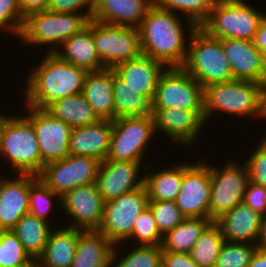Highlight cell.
Returning a JSON list of instances; mask_svg holds the SVG:
<instances>
[{"instance_id":"6da1fadb","label":"cell","mask_w":266,"mask_h":267,"mask_svg":"<svg viewBox=\"0 0 266 267\" xmlns=\"http://www.w3.org/2000/svg\"><path fill=\"white\" fill-rule=\"evenodd\" d=\"M87 71L47 52L27 77L24 98L27 106L46 109L54 101L82 93Z\"/></svg>"},{"instance_id":"7a4b0ae2","label":"cell","mask_w":266,"mask_h":267,"mask_svg":"<svg viewBox=\"0 0 266 267\" xmlns=\"http://www.w3.org/2000/svg\"><path fill=\"white\" fill-rule=\"evenodd\" d=\"M177 13L153 4L139 26L142 54L167 68L182 67L188 52L185 31Z\"/></svg>"},{"instance_id":"3957f363","label":"cell","mask_w":266,"mask_h":267,"mask_svg":"<svg viewBox=\"0 0 266 267\" xmlns=\"http://www.w3.org/2000/svg\"><path fill=\"white\" fill-rule=\"evenodd\" d=\"M188 38V52L182 68L204 89L234 80L221 39L211 37L200 27Z\"/></svg>"},{"instance_id":"277c9868","label":"cell","mask_w":266,"mask_h":267,"mask_svg":"<svg viewBox=\"0 0 266 267\" xmlns=\"http://www.w3.org/2000/svg\"><path fill=\"white\" fill-rule=\"evenodd\" d=\"M263 87L259 82L232 80L204 89L205 123L214 112L262 118Z\"/></svg>"},{"instance_id":"5b68a950","label":"cell","mask_w":266,"mask_h":267,"mask_svg":"<svg viewBox=\"0 0 266 267\" xmlns=\"http://www.w3.org/2000/svg\"><path fill=\"white\" fill-rule=\"evenodd\" d=\"M265 16L242 0H215L200 28L214 38L252 41Z\"/></svg>"},{"instance_id":"8992f818","label":"cell","mask_w":266,"mask_h":267,"mask_svg":"<svg viewBox=\"0 0 266 267\" xmlns=\"http://www.w3.org/2000/svg\"><path fill=\"white\" fill-rule=\"evenodd\" d=\"M90 19L82 13H56L47 10L29 13L24 18L19 36L28 44H50L47 52H55L61 44L82 31ZM53 44V46L51 45ZM59 45V46H57ZM57 46V47H56Z\"/></svg>"},{"instance_id":"52a82bcc","label":"cell","mask_w":266,"mask_h":267,"mask_svg":"<svg viewBox=\"0 0 266 267\" xmlns=\"http://www.w3.org/2000/svg\"><path fill=\"white\" fill-rule=\"evenodd\" d=\"M16 117L9 119L0 136V156L8 159L16 174L38 176L41 154L33 124L26 116Z\"/></svg>"},{"instance_id":"ba28073f","label":"cell","mask_w":266,"mask_h":267,"mask_svg":"<svg viewBox=\"0 0 266 267\" xmlns=\"http://www.w3.org/2000/svg\"><path fill=\"white\" fill-rule=\"evenodd\" d=\"M155 130L152 113L142 116H126L113 120L112 137L105 160L143 161V154Z\"/></svg>"},{"instance_id":"9c48e42d","label":"cell","mask_w":266,"mask_h":267,"mask_svg":"<svg viewBox=\"0 0 266 267\" xmlns=\"http://www.w3.org/2000/svg\"><path fill=\"white\" fill-rule=\"evenodd\" d=\"M145 185L104 203L103 219L98 231L114 245L129 240L138 216L148 208Z\"/></svg>"},{"instance_id":"30bf717a","label":"cell","mask_w":266,"mask_h":267,"mask_svg":"<svg viewBox=\"0 0 266 267\" xmlns=\"http://www.w3.org/2000/svg\"><path fill=\"white\" fill-rule=\"evenodd\" d=\"M92 36L97 54L105 68H113L118 63L142 54L138 28L92 20Z\"/></svg>"},{"instance_id":"8fae6325","label":"cell","mask_w":266,"mask_h":267,"mask_svg":"<svg viewBox=\"0 0 266 267\" xmlns=\"http://www.w3.org/2000/svg\"><path fill=\"white\" fill-rule=\"evenodd\" d=\"M151 107L204 110V88L182 67H169L159 77Z\"/></svg>"},{"instance_id":"7c38bea8","label":"cell","mask_w":266,"mask_h":267,"mask_svg":"<svg viewBox=\"0 0 266 267\" xmlns=\"http://www.w3.org/2000/svg\"><path fill=\"white\" fill-rule=\"evenodd\" d=\"M101 161L82 155H71L43 166L38 178L54 193L63 197L78 186L96 183Z\"/></svg>"},{"instance_id":"4fadbf2b","label":"cell","mask_w":266,"mask_h":267,"mask_svg":"<svg viewBox=\"0 0 266 267\" xmlns=\"http://www.w3.org/2000/svg\"><path fill=\"white\" fill-rule=\"evenodd\" d=\"M210 177L209 219L215 221L242 203L250 180L246 165L240 166L233 161H227L225 167L220 169L210 164Z\"/></svg>"},{"instance_id":"5bb4252c","label":"cell","mask_w":266,"mask_h":267,"mask_svg":"<svg viewBox=\"0 0 266 267\" xmlns=\"http://www.w3.org/2000/svg\"><path fill=\"white\" fill-rule=\"evenodd\" d=\"M211 197L210 164H183V180L175 200L186 218H209Z\"/></svg>"},{"instance_id":"9a60e30c","label":"cell","mask_w":266,"mask_h":267,"mask_svg":"<svg viewBox=\"0 0 266 267\" xmlns=\"http://www.w3.org/2000/svg\"><path fill=\"white\" fill-rule=\"evenodd\" d=\"M26 117L32 122L41 154V171L44 165L60 161L69 153L71 126L55 119L47 110L27 106Z\"/></svg>"},{"instance_id":"2e32d148","label":"cell","mask_w":266,"mask_h":267,"mask_svg":"<svg viewBox=\"0 0 266 267\" xmlns=\"http://www.w3.org/2000/svg\"><path fill=\"white\" fill-rule=\"evenodd\" d=\"M104 203L96 183H92L67 192L61 197L60 206L74 220L67 227L90 231L101 226Z\"/></svg>"},{"instance_id":"e0dca14e","label":"cell","mask_w":266,"mask_h":267,"mask_svg":"<svg viewBox=\"0 0 266 267\" xmlns=\"http://www.w3.org/2000/svg\"><path fill=\"white\" fill-rule=\"evenodd\" d=\"M142 161L101 162L96 177L98 192L104 202L118 198L120 195L137 190L144 186V176L140 175Z\"/></svg>"},{"instance_id":"ac0fdd59","label":"cell","mask_w":266,"mask_h":267,"mask_svg":"<svg viewBox=\"0 0 266 267\" xmlns=\"http://www.w3.org/2000/svg\"><path fill=\"white\" fill-rule=\"evenodd\" d=\"M151 113L155 118V130L164 132L175 142L189 146L193 141L196 142L206 124L204 110L151 107Z\"/></svg>"},{"instance_id":"d6986e66","label":"cell","mask_w":266,"mask_h":267,"mask_svg":"<svg viewBox=\"0 0 266 267\" xmlns=\"http://www.w3.org/2000/svg\"><path fill=\"white\" fill-rule=\"evenodd\" d=\"M112 69L127 86L137 90L152 103L159 77L166 70V66L141 54L137 58L116 64Z\"/></svg>"},{"instance_id":"ffe728a7","label":"cell","mask_w":266,"mask_h":267,"mask_svg":"<svg viewBox=\"0 0 266 267\" xmlns=\"http://www.w3.org/2000/svg\"><path fill=\"white\" fill-rule=\"evenodd\" d=\"M17 176L0 180V230H12L29 213L30 174Z\"/></svg>"},{"instance_id":"44dd1931","label":"cell","mask_w":266,"mask_h":267,"mask_svg":"<svg viewBox=\"0 0 266 267\" xmlns=\"http://www.w3.org/2000/svg\"><path fill=\"white\" fill-rule=\"evenodd\" d=\"M262 219L260 213L241 203L214 222L219 226L226 242L257 244Z\"/></svg>"},{"instance_id":"7402d4cb","label":"cell","mask_w":266,"mask_h":267,"mask_svg":"<svg viewBox=\"0 0 266 267\" xmlns=\"http://www.w3.org/2000/svg\"><path fill=\"white\" fill-rule=\"evenodd\" d=\"M112 127L113 121L99 120L88 126L73 128L70 134L69 153L104 161L110 148Z\"/></svg>"},{"instance_id":"603a6c76","label":"cell","mask_w":266,"mask_h":267,"mask_svg":"<svg viewBox=\"0 0 266 267\" xmlns=\"http://www.w3.org/2000/svg\"><path fill=\"white\" fill-rule=\"evenodd\" d=\"M154 0H97L92 20L139 28Z\"/></svg>"},{"instance_id":"cb8c5ba5","label":"cell","mask_w":266,"mask_h":267,"mask_svg":"<svg viewBox=\"0 0 266 267\" xmlns=\"http://www.w3.org/2000/svg\"><path fill=\"white\" fill-rule=\"evenodd\" d=\"M221 42L234 80L261 84L262 52L253 45V42L239 39H221Z\"/></svg>"},{"instance_id":"d4e9b609","label":"cell","mask_w":266,"mask_h":267,"mask_svg":"<svg viewBox=\"0 0 266 267\" xmlns=\"http://www.w3.org/2000/svg\"><path fill=\"white\" fill-rule=\"evenodd\" d=\"M82 94L100 120H114L112 68L87 72Z\"/></svg>"},{"instance_id":"484cf974","label":"cell","mask_w":266,"mask_h":267,"mask_svg":"<svg viewBox=\"0 0 266 267\" xmlns=\"http://www.w3.org/2000/svg\"><path fill=\"white\" fill-rule=\"evenodd\" d=\"M61 46H63L64 50L58 48L54 53L62 60L84 68L87 72L99 71L105 68L97 54L93 41L92 20L82 31L71 36Z\"/></svg>"},{"instance_id":"4316f807","label":"cell","mask_w":266,"mask_h":267,"mask_svg":"<svg viewBox=\"0 0 266 267\" xmlns=\"http://www.w3.org/2000/svg\"><path fill=\"white\" fill-rule=\"evenodd\" d=\"M78 238L79 229L67 226L53 229L35 267H71Z\"/></svg>"},{"instance_id":"83f0119b","label":"cell","mask_w":266,"mask_h":267,"mask_svg":"<svg viewBox=\"0 0 266 267\" xmlns=\"http://www.w3.org/2000/svg\"><path fill=\"white\" fill-rule=\"evenodd\" d=\"M115 245L98 230H79L71 267H111Z\"/></svg>"},{"instance_id":"f1b7e54d","label":"cell","mask_w":266,"mask_h":267,"mask_svg":"<svg viewBox=\"0 0 266 267\" xmlns=\"http://www.w3.org/2000/svg\"><path fill=\"white\" fill-rule=\"evenodd\" d=\"M45 110L55 119L70 125L72 129L88 126L100 120L82 93L56 100Z\"/></svg>"},{"instance_id":"f546056e","label":"cell","mask_w":266,"mask_h":267,"mask_svg":"<svg viewBox=\"0 0 266 267\" xmlns=\"http://www.w3.org/2000/svg\"><path fill=\"white\" fill-rule=\"evenodd\" d=\"M48 222L28 213L12 229L24 250L34 261L43 253L52 232V227Z\"/></svg>"},{"instance_id":"4dcf8cb0","label":"cell","mask_w":266,"mask_h":267,"mask_svg":"<svg viewBox=\"0 0 266 267\" xmlns=\"http://www.w3.org/2000/svg\"><path fill=\"white\" fill-rule=\"evenodd\" d=\"M144 174L149 201H175L183 180V164ZM174 167V168H173ZM150 171V172H149Z\"/></svg>"},{"instance_id":"1f68e13d","label":"cell","mask_w":266,"mask_h":267,"mask_svg":"<svg viewBox=\"0 0 266 267\" xmlns=\"http://www.w3.org/2000/svg\"><path fill=\"white\" fill-rule=\"evenodd\" d=\"M212 222L209 218H186L163 236V252L190 253L201 234Z\"/></svg>"},{"instance_id":"d6a6232c","label":"cell","mask_w":266,"mask_h":267,"mask_svg":"<svg viewBox=\"0 0 266 267\" xmlns=\"http://www.w3.org/2000/svg\"><path fill=\"white\" fill-rule=\"evenodd\" d=\"M114 120L126 116H142L151 113V103L137 90L120 79L113 70Z\"/></svg>"},{"instance_id":"836d02e7","label":"cell","mask_w":266,"mask_h":267,"mask_svg":"<svg viewBox=\"0 0 266 267\" xmlns=\"http://www.w3.org/2000/svg\"><path fill=\"white\" fill-rule=\"evenodd\" d=\"M214 2L215 0H154V4L161 9L183 12L189 35L207 20Z\"/></svg>"},{"instance_id":"e575fe53","label":"cell","mask_w":266,"mask_h":267,"mask_svg":"<svg viewBox=\"0 0 266 267\" xmlns=\"http://www.w3.org/2000/svg\"><path fill=\"white\" fill-rule=\"evenodd\" d=\"M224 242L219 226L213 221L201 234L190 255L200 267H215Z\"/></svg>"},{"instance_id":"d590c367","label":"cell","mask_w":266,"mask_h":267,"mask_svg":"<svg viewBox=\"0 0 266 267\" xmlns=\"http://www.w3.org/2000/svg\"><path fill=\"white\" fill-rule=\"evenodd\" d=\"M0 267H35L12 230H0Z\"/></svg>"},{"instance_id":"8d00e7d4","label":"cell","mask_w":266,"mask_h":267,"mask_svg":"<svg viewBox=\"0 0 266 267\" xmlns=\"http://www.w3.org/2000/svg\"><path fill=\"white\" fill-rule=\"evenodd\" d=\"M132 248L133 250L128 251L129 253H126L127 255L119 261L117 260L119 257L118 247L115 245L112 253L113 266L111 267H162L163 250L161 245H136ZM115 263L117 264L115 265Z\"/></svg>"},{"instance_id":"74e56055","label":"cell","mask_w":266,"mask_h":267,"mask_svg":"<svg viewBox=\"0 0 266 267\" xmlns=\"http://www.w3.org/2000/svg\"><path fill=\"white\" fill-rule=\"evenodd\" d=\"M61 204V197L49 189L38 176L30 175L29 213L37 218L47 219L54 198Z\"/></svg>"},{"instance_id":"f35d334b","label":"cell","mask_w":266,"mask_h":267,"mask_svg":"<svg viewBox=\"0 0 266 267\" xmlns=\"http://www.w3.org/2000/svg\"><path fill=\"white\" fill-rule=\"evenodd\" d=\"M257 244L224 242L215 267H248Z\"/></svg>"},{"instance_id":"ab89813d","label":"cell","mask_w":266,"mask_h":267,"mask_svg":"<svg viewBox=\"0 0 266 267\" xmlns=\"http://www.w3.org/2000/svg\"><path fill=\"white\" fill-rule=\"evenodd\" d=\"M148 208L152 211L159 232L163 236L186 219L175 201H149Z\"/></svg>"},{"instance_id":"60d3db41","label":"cell","mask_w":266,"mask_h":267,"mask_svg":"<svg viewBox=\"0 0 266 267\" xmlns=\"http://www.w3.org/2000/svg\"><path fill=\"white\" fill-rule=\"evenodd\" d=\"M138 241L139 245L158 246L163 242V235L159 232L152 211L147 208L143 211L136 220L132 234L129 237Z\"/></svg>"},{"instance_id":"b9f144b4","label":"cell","mask_w":266,"mask_h":267,"mask_svg":"<svg viewBox=\"0 0 266 267\" xmlns=\"http://www.w3.org/2000/svg\"><path fill=\"white\" fill-rule=\"evenodd\" d=\"M24 18L19 0H0V29L19 36Z\"/></svg>"},{"instance_id":"7bdbcfd3","label":"cell","mask_w":266,"mask_h":267,"mask_svg":"<svg viewBox=\"0 0 266 267\" xmlns=\"http://www.w3.org/2000/svg\"><path fill=\"white\" fill-rule=\"evenodd\" d=\"M245 165L249 180L266 189V139L264 137Z\"/></svg>"},{"instance_id":"ee69618b","label":"cell","mask_w":266,"mask_h":267,"mask_svg":"<svg viewBox=\"0 0 266 267\" xmlns=\"http://www.w3.org/2000/svg\"><path fill=\"white\" fill-rule=\"evenodd\" d=\"M97 0H50L47 11L56 13H81L85 11L86 16L92 20ZM88 6V7H87Z\"/></svg>"},{"instance_id":"f6af8a7d","label":"cell","mask_w":266,"mask_h":267,"mask_svg":"<svg viewBox=\"0 0 266 267\" xmlns=\"http://www.w3.org/2000/svg\"><path fill=\"white\" fill-rule=\"evenodd\" d=\"M242 204L260 213L262 216H266V189L249 181L243 195Z\"/></svg>"},{"instance_id":"bcb514c9","label":"cell","mask_w":266,"mask_h":267,"mask_svg":"<svg viewBox=\"0 0 266 267\" xmlns=\"http://www.w3.org/2000/svg\"><path fill=\"white\" fill-rule=\"evenodd\" d=\"M162 267H200L192 259L190 253L163 252Z\"/></svg>"},{"instance_id":"7dc6e473","label":"cell","mask_w":266,"mask_h":267,"mask_svg":"<svg viewBox=\"0 0 266 267\" xmlns=\"http://www.w3.org/2000/svg\"><path fill=\"white\" fill-rule=\"evenodd\" d=\"M50 0H19V5L24 16L36 11L47 10Z\"/></svg>"},{"instance_id":"c3c4849f","label":"cell","mask_w":266,"mask_h":267,"mask_svg":"<svg viewBox=\"0 0 266 267\" xmlns=\"http://www.w3.org/2000/svg\"><path fill=\"white\" fill-rule=\"evenodd\" d=\"M252 42L259 51L266 52V16L260 22Z\"/></svg>"},{"instance_id":"681fc988","label":"cell","mask_w":266,"mask_h":267,"mask_svg":"<svg viewBox=\"0 0 266 267\" xmlns=\"http://www.w3.org/2000/svg\"><path fill=\"white\" fill-rule=\"evenodd\" d=\"M248 267H266V251L258 247L254 252Z\"/></svg>"},{"instance_id":"f907efd6","label":"cell","mask_w":266,"mask_h":267,"mask_svg":"<svg viewBox=\"0 0 266 267\" xmlns=\"http://www.w3.org/2000/svg\"><path fill=\"white\" fill-rule=\"evenodd\" d=\"M257 247L260 250L266 251V216H263L262 225H261V233L259 240L257 242Z\"/></svg>"},{"instance_id":"816d5d0a","label":"cell","mask_w":266,"mask_h":267,"mask_svg":"<svg viewBox=\"0 0 266 267\" xmlns=\"http://www.w3.org/2000/svg\"><path fill=\"white\" fill-rule=\"evenodd\" d=\"M261 85L262 87H266V52H262Z\"/></svg>"},{"instance_id":"f5cc1de1","label":"cell","mask_w":266,"mask_h":267,"mask_svg":"<svg viewBox=\"0 0 266 267\" xmlns=\"http://www.w3.org/2000/svg\"><path fill=\"white\" fill-rule=\"evenodd\" d=\"M10 118H11V116L9 117V116H6L4 114L3 115L0 114V136L3 132V129L6 125V123L9 121Z\"/></svg>"},{"instance_id":"db71d44e","label":"cell","mask_w":266,"mask_h":267,"mask_svg":"<svg viewBox=\"0 0 266 267\" xmlns=\"http://www.w3.org/2000/svg\"><path fill=\"white\" fill-rule=\"evenodd\" d=\"M262 117H266V87H263Z\"/></svg>"}]
</instances>
